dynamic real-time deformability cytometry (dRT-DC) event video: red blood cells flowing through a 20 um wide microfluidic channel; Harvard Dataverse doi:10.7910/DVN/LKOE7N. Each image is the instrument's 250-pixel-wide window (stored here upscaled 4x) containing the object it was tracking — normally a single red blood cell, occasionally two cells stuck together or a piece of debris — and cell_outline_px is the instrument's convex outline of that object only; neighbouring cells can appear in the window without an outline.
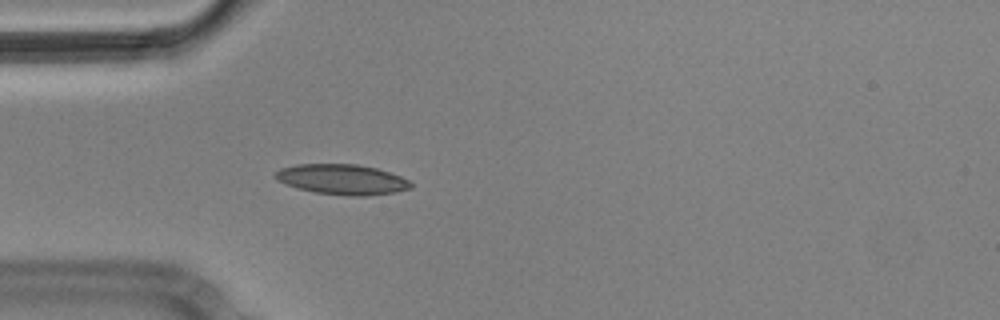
{"species": "Egyptian fruit bat (a non-hibernating species)", "species_latin": "Rousettus aegyptiacus", "temperature_condition": "cold", "stored_images_in_passage": 3, "camera_frame_rate_fps": 3000, "um_per_image_px": 0.085, "animal": {"sex": "male"}, "frame": {"image": 1, "passage_image": 3, "time_ms": 0.667, "image_size_px": [1000, 320], "cell_outline_px": [[412, 188], [396, 192], [368, 196], [348, 196], [316, 192], [300, 188], [276, 180], [276, 172], [280, 168], [296, 164], [356, 164], [376, 168], [400, 176], [408, 180], [412, 184]], "centroid_in_image_um": [29.11, 15.25], "position_along_channel_um": 55.9, "area_um2": 23.7}}